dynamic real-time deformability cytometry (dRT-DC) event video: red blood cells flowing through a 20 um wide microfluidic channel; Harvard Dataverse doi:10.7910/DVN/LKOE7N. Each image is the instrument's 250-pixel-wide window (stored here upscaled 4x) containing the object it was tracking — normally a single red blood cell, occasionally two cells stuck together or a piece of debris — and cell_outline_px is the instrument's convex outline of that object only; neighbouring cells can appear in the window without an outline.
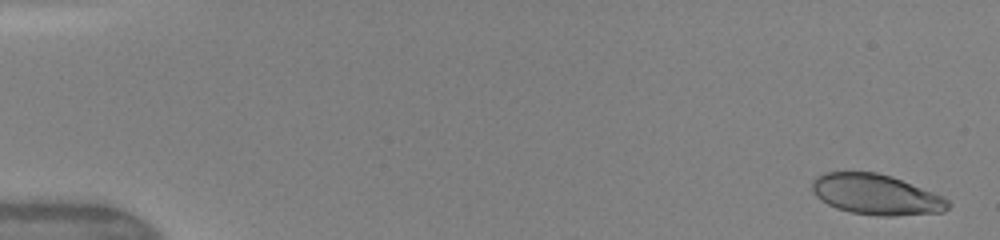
{"species": "human", "species_latin": "Homo sapiens", "temperature_condition": "warm", "stored_images_in_passage": 49, "camera_frame_rate_fps": 3000, "um_per_image_px": 0.085, "donor": {"sex": "female"}, "frame": {"image": 1, "passage_image": 2, "time_ms": 0.333, "image_size_px": [1000, 240], "cell_outline_px": [[952, 204], [944, 212], [896, 216], [880, 216], [852, 212], [836, 208], [828, 204], [816, 196], [812, 192], [812, 180], [816, 176], [824, 172], [876, 172], [892, 176], [944, 196]], "centroid_in_image_um": [74.49, 16.53], "position_along_channel_um": 10.5, "area_um2": 32.25}}
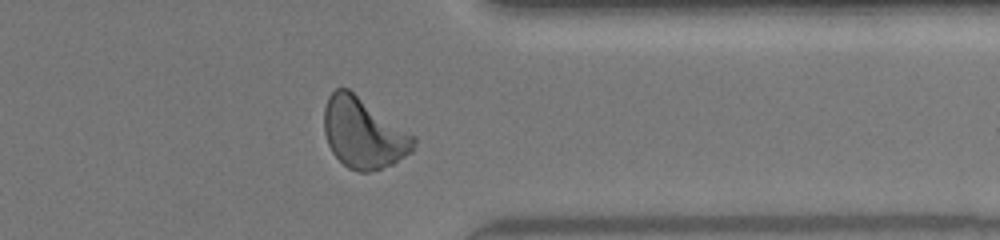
{"frame": {"image": 2, "passage_image": 40, "time_ms": 13.0, "image_size_px": [1000, 240], "cell_outline_px": [[416, 144], [412, 152], [392, 164], [368, 172], [356, 172], [348, 168], [332, 152], [328, 144], [324, 132], [324, 108], [328, 96], [336, 88], [348, 88], [416, 136]], "centroid_in_image_um": [30.9, 11.31], "position_along_channel_um": 380.5, "area_um2": 36.82}}
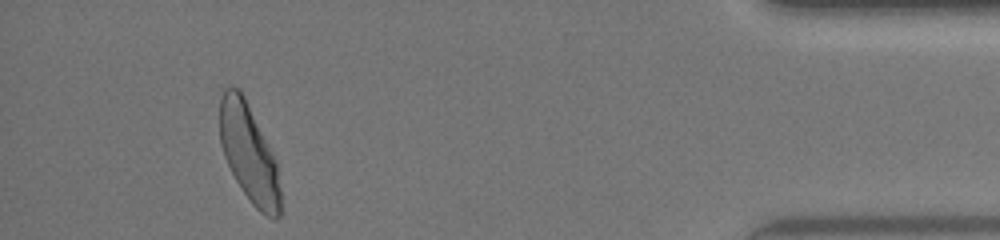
{"frame": {"image": 3, "passage_image": 46, "time_ms": 15.0, "image_size_px": [1000, 240], "cell_outline_px": [[280, 216], [276, 220], [272, 220], [260, 212], [252, 204], [236, 180], [224, 156], [220, 144], [220, 100], [224, 88], [236, 88], [244, 96], [276, 160], [280, 188]], "centroid_in_image_um": [21.17, 13.08], "position_along_channel_um": 414.0, "area_um2": 34.22}, "authors_computed_cell_mechanics": {"area_um2": 34.6222, "velocity_mm_per_s": 4.145, "shape_relaxation_time_tau1_ms": 3.8244, "shape_relaxation_time_tau2_ms": 0.7317, "deformation_change_tau1": 0.1782, "deformation_change_tau2": 0.0747}}